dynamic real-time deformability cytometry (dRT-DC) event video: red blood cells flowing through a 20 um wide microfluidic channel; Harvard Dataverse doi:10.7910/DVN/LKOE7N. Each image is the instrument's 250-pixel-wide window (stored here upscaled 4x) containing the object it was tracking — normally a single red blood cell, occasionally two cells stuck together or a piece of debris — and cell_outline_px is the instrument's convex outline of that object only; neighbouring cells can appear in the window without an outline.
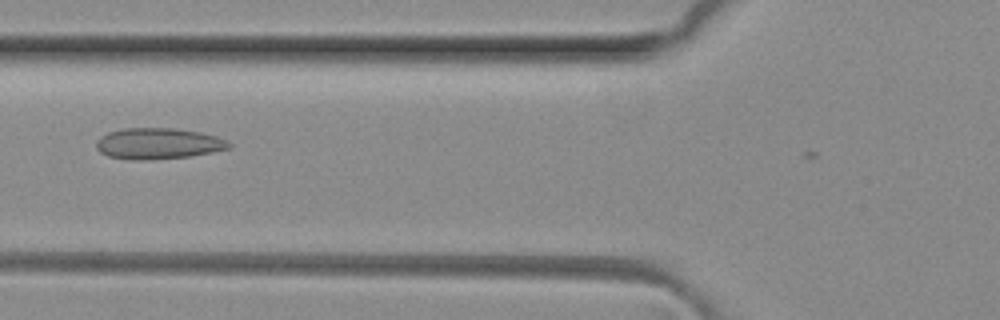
{"species": "common noctule bat (a hibernating species)", "species_latin": "Nyctalus noctula", "temperature_condition": "room temperature", "stored_images_in_passage": 3, "camera_frame_rate_fps": 3000, "um_per_image_px": 0.085, "animal": {"sex": "female", "body_mass_g": 29.2, "forearm_length_mm": 56.3}, "frame": {"image": 1, "passage_image": 2, "time_ms": 0.333, "image_size_px": [1000, 320], "cell_outline_px": [[232, 148], [212, 152], [188, 156], [148, 160], [132, 160], [108, 156], [100, 152], [96, 148], [96, 140], [100, 136], [108, 132], [124, 128], [172, 128], [200, 132], [216, 136], [228, 140], [232, 144]], "centroid_in_image_um": [13.45, 12.2], "position_along_channel_um": 112.4, "area_um2": 24.16}}
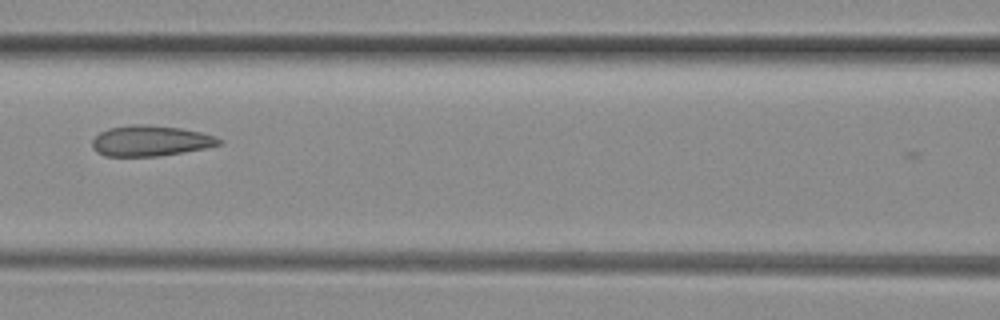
{"frame": {"image": 2, "passage_image": 3, "time_ms": 0.667, "image_size_px": [1000, 320], "cell_outline_px": [[224, 144], [204, 148], [156, 156], [104, 156], [96, 152], [92, 148], [92, 140], [100, 132], [108, 128], [132, 124], [144, 124], [180, 128], [200, 132], [216, 136], [224, 140]], "centroid_in_image_um": [12.79, 11.96], "position_along_channel_um": 153.8, "area_um2": 22.66}}